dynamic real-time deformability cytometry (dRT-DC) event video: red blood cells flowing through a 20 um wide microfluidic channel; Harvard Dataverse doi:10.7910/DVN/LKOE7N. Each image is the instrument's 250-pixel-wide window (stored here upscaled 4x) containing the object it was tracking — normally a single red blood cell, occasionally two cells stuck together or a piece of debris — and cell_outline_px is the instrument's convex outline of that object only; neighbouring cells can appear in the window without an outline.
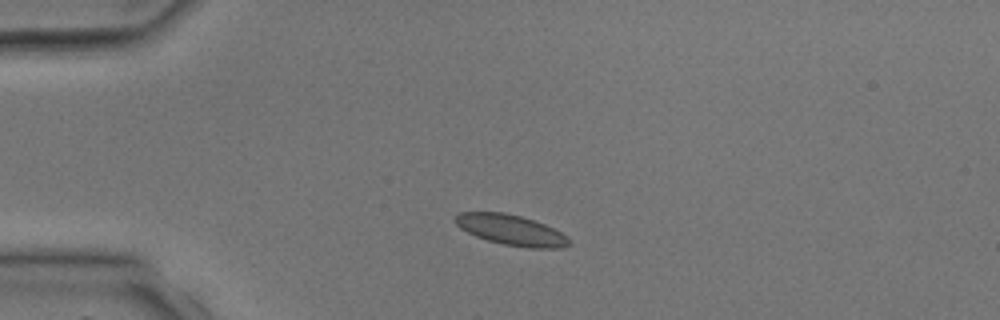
{"species": "common noctule bat (a hibernating species)", "species_latin": "Nyctalus noctula", "temperature_condition": "room temperature", "stored_images_in_passage": 2, "camera_frame_rate_fps": 3000, "um_per_image_px": 0.085, "animal": {"sex": "male", "body_mass_g": 17.9, "forearm_length_mm": 54.2}, "frame": {"image": 1, "passage_image": 1, "time_ms": 0.0, "image_size_px": [1000, 320], "cell_outline_px": [[568, 244], [560, 248], [528, 248], [504, 244], [488, 240], [476, 236], [460, 228], [452, 220], [460, 212], [504, 212], [520, 216], [544, 224], [568, 236]], "centroid_in_image_um": [43.4, 19.54], "position_along_channel_um": 41.6, "area_um2": 19.94}}
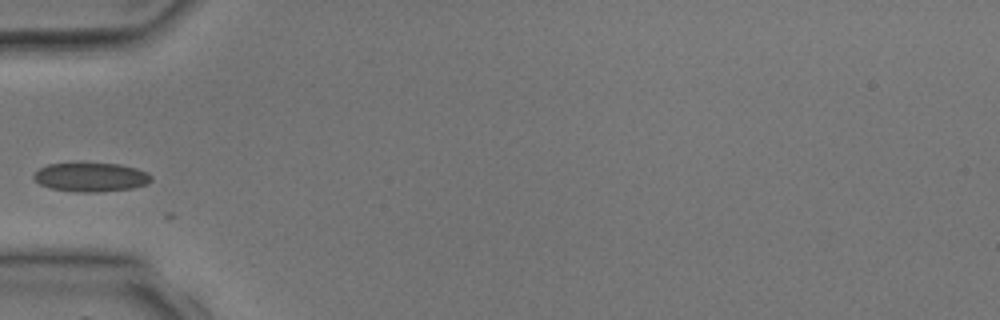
{"frame": {"image": 2, "passage_image": 2, "time_ms": 1.333, "image_size_px": [1000, 320], "cell_outline_px": [[152, 180], [148, 184], [132, 188], [96, 192], [76, 192], [52, 188], [40, 184], [32, 176], [40, 168], [48, 164], [120, 164], [136, 168], [148, 172], [152, 176]], "centroid_in_image_um": [7.77, 15.06], "position_along_channel_um": 77.2, "area_um2": 19.59}}